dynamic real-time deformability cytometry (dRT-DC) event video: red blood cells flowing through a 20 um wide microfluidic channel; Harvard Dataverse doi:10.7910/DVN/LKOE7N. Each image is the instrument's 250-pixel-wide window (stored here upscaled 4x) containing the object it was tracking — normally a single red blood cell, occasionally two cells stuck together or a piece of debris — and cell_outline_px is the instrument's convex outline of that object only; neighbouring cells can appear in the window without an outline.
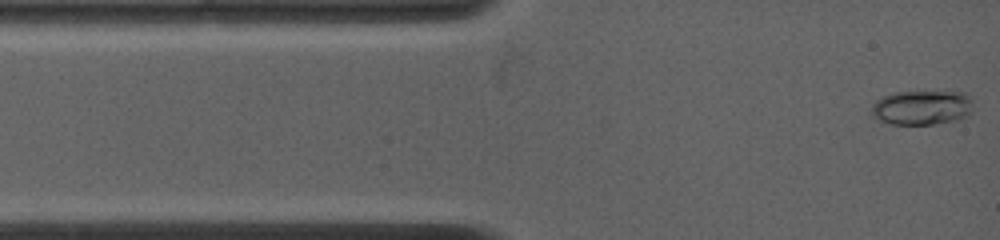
{"species": "common noctule bat (a hibernating species)", "species_latin": "Nyctalus noctula", "temperature_condition": "warm", "stored_images_in_passage": 75, "camera_frame_rate_fps": 4500, "um_per_image_px": 0.085, "animal": {"sex": "female", "body_mass_g": 19.0, "forearm_length_mm": 53.3}, "frame": {"image": 1, "passage_image": 1, "time_ms": 0.0, "image_size_px": [1000, 240], "cell_outline_px": [[972, 112], [968, 116], [960, 120], [936, 124], [888, 124], [872, 116], [872, 104], [876, 100], [884, 96], [896, 92], [964, 92], [972, 100]], "centroid_in_image_um": [78.39, 9.16], "position_along_channel_um": 6.6, "area_um2": 20.63}}
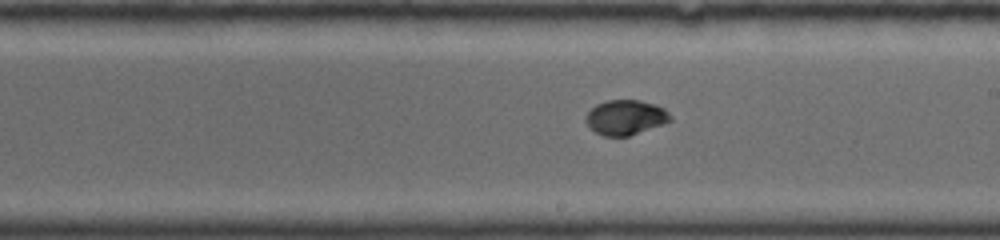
{"frame": {"image": 2, "passage_image": 33, "time_ms": 7.111, "image_size_px": [1000, 240], "cell_outline_px": [[672, 120], [664, 124], [628, 136], [604, 136], [596, 132], [584, 120], [588, 112], [596, 104], [608, 100], [640, 100], [664, 108], [672, 116]], "centroid_in_image_um": [53.19, 9.98], "position_along_channel_um": 235.8, "area_um2": 17.05}}
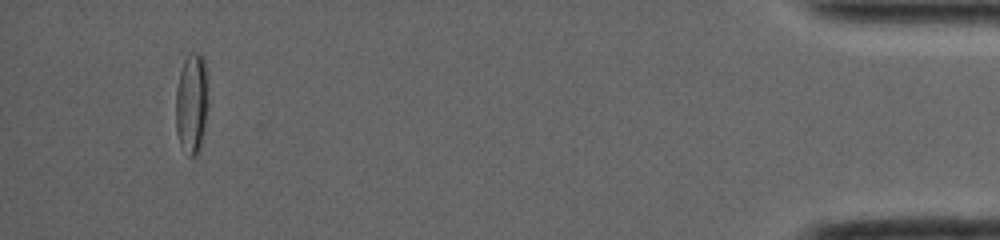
{"frame": {"image": 3, "passage_image": 66, "time_ms": 14.444, "image_size_px": [1000, 240], "cell_outline_px": [[208, 100], [200, 148], [192, 156], [188, 156], [180, 144], [176, 132], [176, 88], [180, 72], [184, 60], [188, 52], [200, 52], [204, 56], [208, 72]], "centroid_in_image_um": [16.3, 8.67], "position_along_channel_um": 418.9, "area_um2": 19.36}, "authors_computed_cell_mechanics": {"area_um2": 17.4556, "velocity_mm_per_s": 3.9004, "shape_relaxation_time_tau1_ms": 7.6502, "shape_relaxation_time_tau2_ms": null, "deformation_change_tau1": 0.2447, "deformation_change_tau2": null}}